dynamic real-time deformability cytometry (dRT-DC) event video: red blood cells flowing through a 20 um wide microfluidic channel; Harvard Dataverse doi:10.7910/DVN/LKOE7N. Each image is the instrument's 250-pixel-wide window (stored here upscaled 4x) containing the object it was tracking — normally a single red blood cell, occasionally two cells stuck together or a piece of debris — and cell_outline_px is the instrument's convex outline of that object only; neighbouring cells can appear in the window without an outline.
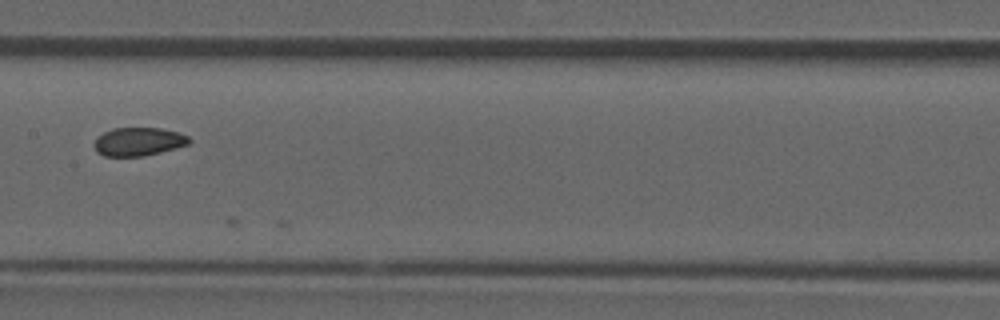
{"species": "common noctule bat (a hibernating species)", "species_latin": "Nyctalus noctula", "temperature_condition": "room temperature", "stored_images_in_passage": 8, "camera_frame_rate_fps": 3000, "um_per_image_px": 0.085, "animal": {"sex": "male", "forearm_length_mm": 52.5}, "frame": {"image": 1, "passage_image": 6, "time_ms": 1.667, "image_size_px": [1000, 320], "cell_outline_px": [[192, 140], [188, 144], [160, 152], [144, 156], [104, 156], [96, 152], [92, 144], [104, 132], [112, 128], [160, 128], [176, 132], [188, 136]], "centroid_in_image_um": [11.74, 12.04], "position_along_channel_um": 195.7, "area_um2": 15.61}}